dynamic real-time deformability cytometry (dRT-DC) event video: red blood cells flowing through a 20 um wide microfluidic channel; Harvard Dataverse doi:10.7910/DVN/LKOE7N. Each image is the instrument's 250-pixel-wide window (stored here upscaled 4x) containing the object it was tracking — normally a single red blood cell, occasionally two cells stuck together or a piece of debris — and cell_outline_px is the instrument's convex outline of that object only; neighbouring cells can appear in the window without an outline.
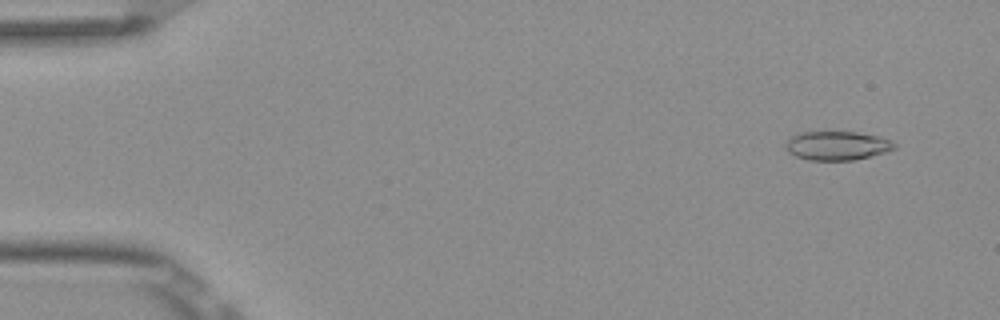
{"species": "Egyptian fruit bat (a non-hibernating species)", "species_latin": "Rousettus aegyptiacus", "temperature_condition": "room temperature", "stored_images_in_passage": 7, "camera_frame_rate_fps": 3000, "um_per_image_px": 0.085, "frame": {"image": 1, "passage_image": 1, "time_ms": 0.0, "image_size_px": [1000, 320], "cell_outline_px": [[896, 148], [884, 152], [852, 160], [808, 160], [796, 156], [788, 152], [784, 148], [784, 144], [792, 136], [804, 132], [856, 132], [880, 136], [896, 144]], "centroid_in_image_um": [71.12, 12.38], "position_along_channel_um": 13.9, "area_um2": 18.15}}
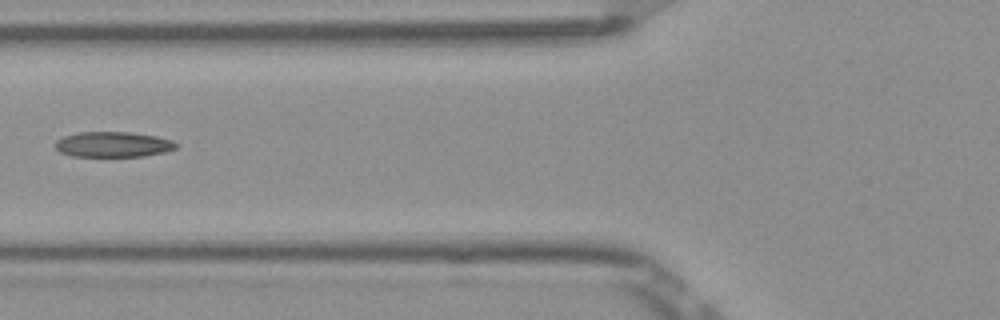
{"frame": {"image": 2, "passage_image": 6, "time_ms": 1.667, "image_size_px": [1000, 320], "cell_outline_px": [[180, 144], [176, 148], [164, 152], [140, 156], [72, 156], [60, 152], [52, 144], [56, 140], [64, 136], [80, 132], [132, 132], [156, 136], [172, 140]], "centroid_in_image_um": [9.6, 12.27], "position_along_channel_um": 116.2, "area_um2": 17.92}}
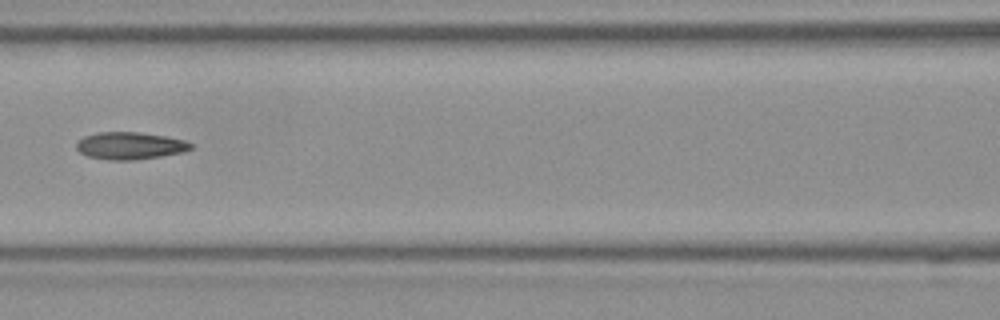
{"frame": {"image": 3, "passage_image": 7, "time_ms": 2.0, "image_size_px": [1000, 320], "cell_outline_px": [[192, 148], [184, 152], [160, 156], [132, 160], [108, 160], [88, 156], [80, 152], [76, 148], [76, 144], [84, 136], [96, 132], [140, 132], [164, 136], [184, 140], [192, 144]], "centroid_in_image_um": [11.04, 12.38], "position_along_channel_um": 155.6, "area_um2": 18.09}}